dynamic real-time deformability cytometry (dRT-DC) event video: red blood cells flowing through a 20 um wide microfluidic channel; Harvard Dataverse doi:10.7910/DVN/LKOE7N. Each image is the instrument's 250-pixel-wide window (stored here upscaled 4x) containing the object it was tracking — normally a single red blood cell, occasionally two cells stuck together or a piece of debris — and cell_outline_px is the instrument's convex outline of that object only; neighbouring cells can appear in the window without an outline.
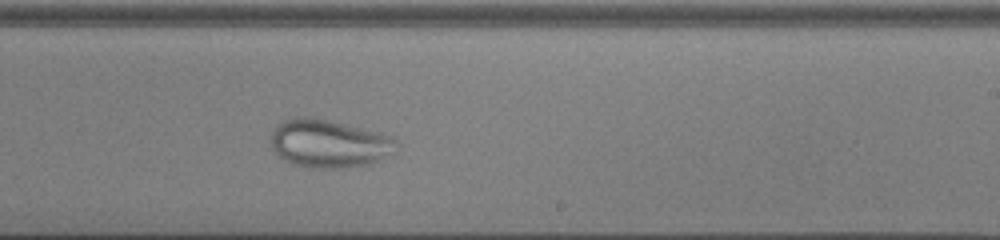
{"species": "common noctule bat (a hibernating species)", "species_latin": "Nyctalus noctula", "temperature_condition": "cold", "stored_images_in_passage": 34, "camera_frame_rate_fps": 3000, "um_per_image_px": 0.085, "animal": {"sex": "male", "body_mass_g": 13.0, "forearm_length_mm": 53.1}, "frame": {"image": 1, "passage_image": 20, "time_ms": 6.333, "image_size_px": [1000, 240], "cell_outline_px": [[400, 144], [380, 160], [368, 164], [348, 168], [312, 168], [280, 160], [272, 148], [272, 128], [280, 120], [296, 116], [312, 116], [380, 132], [392, 136]], "centroid_in_image_um": [27.91, 12.18], "position_along_channel_um": 261.1, "area_um2": 35.66}}